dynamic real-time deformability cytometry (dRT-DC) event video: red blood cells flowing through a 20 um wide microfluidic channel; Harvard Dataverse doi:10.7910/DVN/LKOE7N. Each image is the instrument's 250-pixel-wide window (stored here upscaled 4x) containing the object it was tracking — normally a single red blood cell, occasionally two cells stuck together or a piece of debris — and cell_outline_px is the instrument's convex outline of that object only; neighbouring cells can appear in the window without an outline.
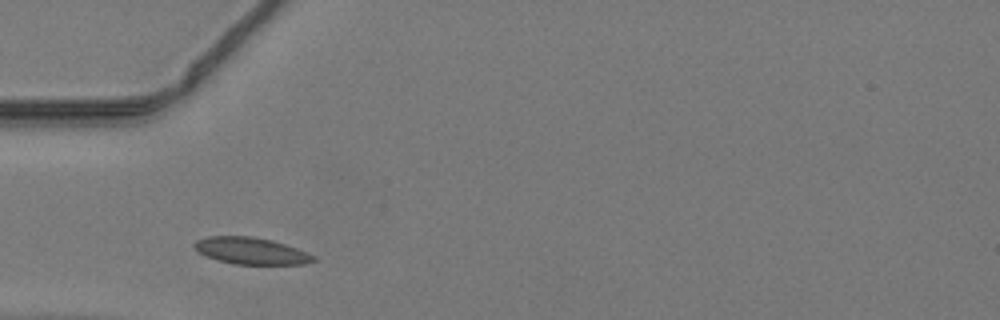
{"species": "common noctule bat (a hibernating species)", "species_latin": "Nyctalus noctula", "temperature_condition": "warm", "stored_images_in_passage": 34, "camera_frame_rate_fps": 3000, "um_per_image_px": 0.085, "animal": {"sex": "male", "body_mass_g": 19.2, "forearm_length_mm": 51.8}, "frame": {"image": 1, "passage_image": 1, "time_ms": 0.0, "image_size_px": [1000, 320], "cell_outline_px": [[316, 260], [304, 264], [232, 264], [216, 260], [196, 252], [192, 248], [192, 244], [196, 240], [208, 236], [252, 236], [272, 240], [296, 248], [316, 256]], "centroid_in_image_um": [21.27, 21.32], "position_along_channel_um": 63.7, "area_um2": 18.79}}
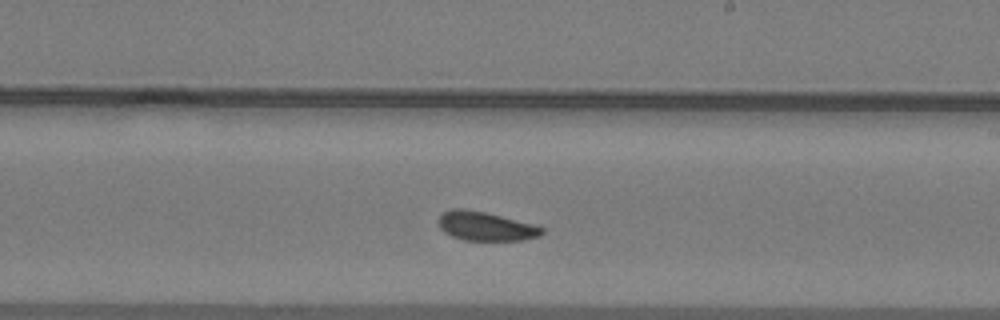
{"frame": {"image": 2, "passage_image": 14, "time_ms": 4.333, "image_size_px": [1000, 320], "cell_outline_px": [[544, 232], [540, 236], [524, 240], [464, 240], [452, 236], [444, 232], [436, 224], [436, 220], [444, 212], [452, 208], [460, 208], [484, 212], [540, 224], [544, 228]], "centroid_in_image_um": [41.32, 19.22], "position_along_channel_um": 247.7, "area_um2": 17.86}}
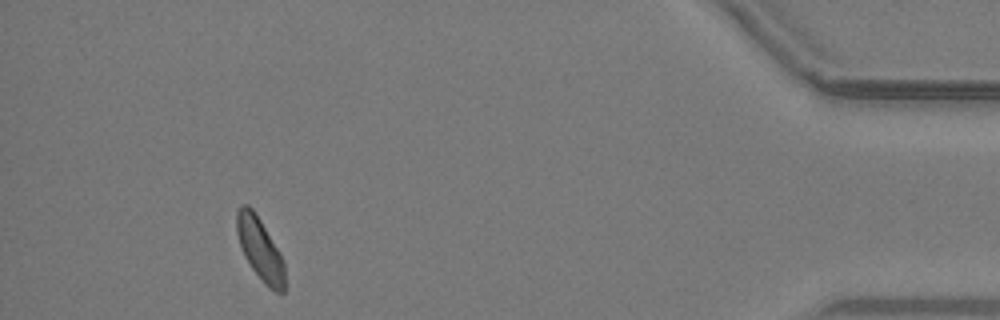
{"frame": {"image": 3, "passage_image": 30, "time_ms": 9.667, "image_size_px": [1000, 320], "cell_outline_px": [[284, 292], [276, 292], [252, 268], [244, 256], [236, 232], [236, 212], [240, 204], [248, 204], [252, 208], [260, 220], [276, 248], [284, 264]], "centroid_in_image_um": [22.05, 21.08], "position_along_channel_um": 413.2, "area_um2": 16.7}}